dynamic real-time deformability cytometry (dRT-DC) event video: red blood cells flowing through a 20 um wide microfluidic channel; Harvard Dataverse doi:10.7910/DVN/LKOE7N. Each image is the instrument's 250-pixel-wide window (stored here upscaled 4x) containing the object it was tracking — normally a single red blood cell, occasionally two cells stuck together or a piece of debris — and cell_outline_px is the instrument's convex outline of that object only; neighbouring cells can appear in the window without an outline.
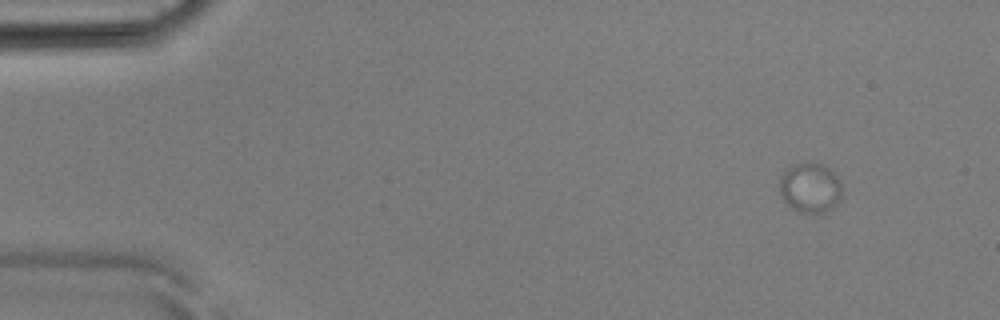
{"species": "Egyptian fruit bat (a non-hibernating species)", "species_latin": "Rousettus aegyptiacus", "temperature_condition": "room temperature", "stored_images_in_passage": 35, "camera_frame_rate_fps": 3000, "um_per_image_px": 0.085, "animal": {"sex": "male"}, "frame": {"image": 1, "passage_image": 1, "time_ms": 0.0, "image_size_px": [1000, 320], "cell_outline_px": [[840, 200], [832, 208], [824, 212], [800, 212], [792, 208], [780, 196], [780, 176], [788, 168], [796, 164], [808, 160], [812, 160], [824, 164], [836, 172], [840, 184]], "centroid_in_image_um": [68.87, 15.9], "position_along_channel_um": 16.1, "area_um2": 18.38}}
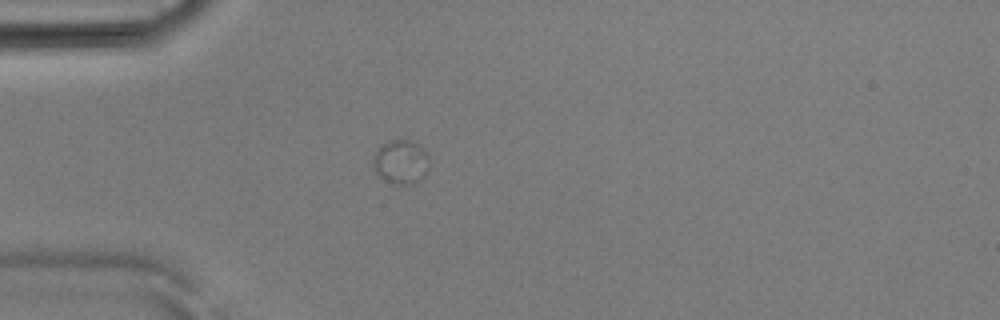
{"frame": {"image": 2, "passage_image": 11, "time_ms": 3.333, "image_size_px": [1000, 320], "cell_outline_px": [[428, 168], [424, 176], [420, 180], [412, 184], [396, 184], [384, 180], [372, 168], [372, 156], [388, 140], [412, 140], [420, 144], [428, 152]], "centroid_in_image_um": [34.09, 13.75], "position_along_channel_um": 50.9, "area_um2": 14.62}}